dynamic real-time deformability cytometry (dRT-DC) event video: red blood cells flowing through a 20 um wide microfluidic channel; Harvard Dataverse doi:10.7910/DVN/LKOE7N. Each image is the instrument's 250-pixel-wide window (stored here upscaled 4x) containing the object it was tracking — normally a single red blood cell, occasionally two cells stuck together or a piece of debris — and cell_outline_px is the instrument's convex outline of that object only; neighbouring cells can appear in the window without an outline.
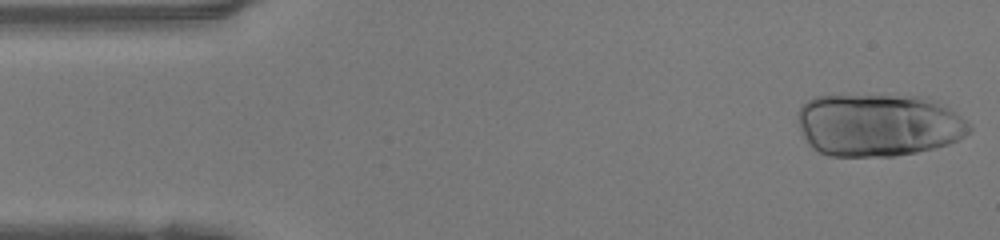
{"species": "human", "species_latin": "Homo sapiens", "temperature_condition": "warm", "stored_images_in_passage": 46, "camera_frame_rate_fps": 3000, "um_per_image_px": 0.085, "donor": {"sex": "female"}, "frame": {"image": 1, "passage_image": 1, "time_ms": 0.0, "image_size_px": [1000, 240], "cell_outline_px": [[972, 128], [964, 136], [948, 144], [916, 152], [892, 156], [828, 156], [812, 148], [808, 144], [800, 132], [796, 120], [796, 112], [800, 104], [812, 96], [924, 96], [948, 104], [972, 124]], "centroid_in_image_um": [74.65, 10.61], "position_along_channel_um": 10.4, "area_um2": 63.7}}